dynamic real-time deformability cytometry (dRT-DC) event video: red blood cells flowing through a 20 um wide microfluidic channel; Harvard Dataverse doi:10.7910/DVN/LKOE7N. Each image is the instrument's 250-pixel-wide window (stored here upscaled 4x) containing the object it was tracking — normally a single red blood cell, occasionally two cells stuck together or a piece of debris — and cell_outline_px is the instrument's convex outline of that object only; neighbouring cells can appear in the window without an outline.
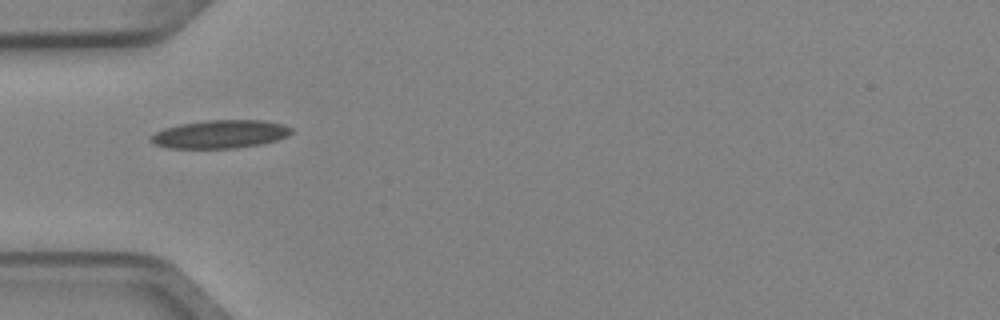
{"species": "Egyptian fruit bat (a non-hibernating species)", "species_latin": "Rousettus aegyptiacus", "temperature_condition": "cold", "stored_images_in_passage": 4, "camera_frame_rate_fps": 3000, "um_per_image_px": 0.085, "animal": {"sex": "female"}, "frame": {"image": 1, "passage_image": 1, "time_ms": 0.0, "image_size_px": [1000, 320], "cell_outline_px": [[292, 132], [288, 136], [276, 140], [260, 144], [236, 148], [168, 148], [156, 144], [148, 140], [148, 136], [164, 128], [180, 124], [208, 120], [264, 120], [280, 124], [292, 128]], "centroid_in_image_um": [18.68, 11.4], "position_along_channel_um": 66.3, "area_um2": 23.06}}
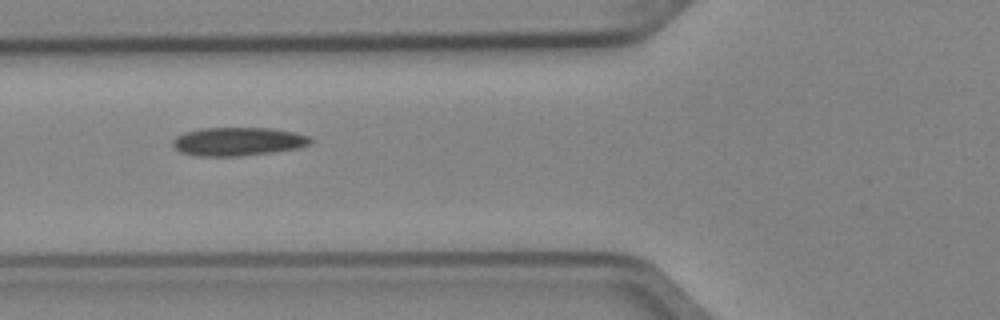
{"frame": {"image": 2, "passage_image": 2, "time_ms": 0.333, "image_size_px": [1000, 320], "cell_outline_px": [[312, 144], [296, 148], [272, 152], [240, 156], [200, 156], [180, 152], [172, 144], [172, 140], [176, 136], [184, 132], [200, 128], [272, 128], [296, 132], [308, 136], [312, 140]], "centroid_in_image_um": [20.22, 12.02], "position_along_channel_um": 105.6, "area_um2": 22.89}}
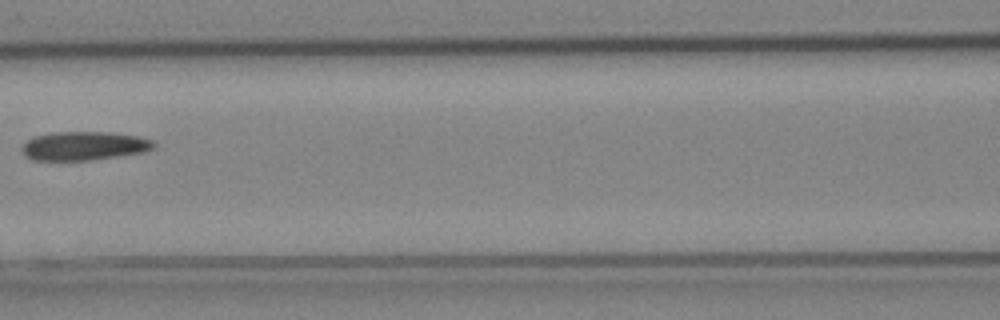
{"frame": {"image": 3, "passage_image": 3, "time_ms": 0.667, "image_size_px": [1000, 320], "cell_outline_px": [[156, 144], [152, 148], [140, 152], [116, 156], [88, 160], [32, 160], [24, 156], [20, 148], [32, 136], [52, 132], [112, 132], [140, 136], [152, 140]], "centroid_in_image_um": [7.08, 12.39], "position_along_channel_um": 159.5, "area_um2": 22.08}}